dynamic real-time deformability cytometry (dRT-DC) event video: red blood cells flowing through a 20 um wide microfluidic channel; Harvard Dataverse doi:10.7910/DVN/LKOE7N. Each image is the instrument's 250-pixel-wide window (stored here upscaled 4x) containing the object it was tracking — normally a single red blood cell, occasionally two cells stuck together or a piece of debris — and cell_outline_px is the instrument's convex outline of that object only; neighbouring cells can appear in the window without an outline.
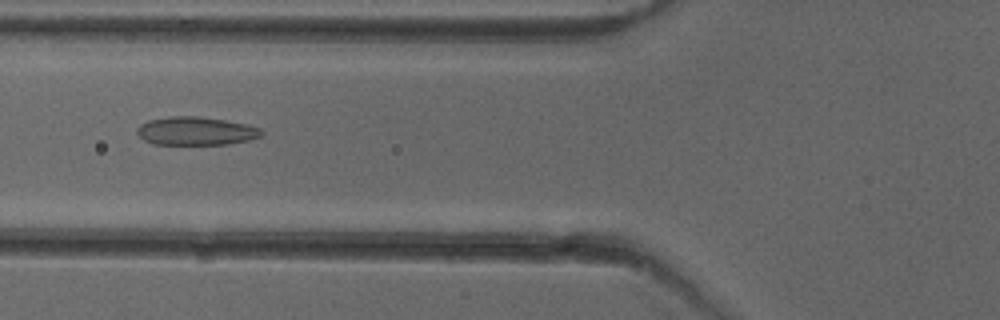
{"species": "common noctule bat (a hibernating species)", "species_latin": "Nyctalus noctula", "temperature_condition": "cold", "stored_images_in_passage": 47, "camera_frame_rate_fps": 3000, "um_per_image_px": 0.085, "animal": {"sex": "female"}, "frame": {"image": 1, "passage_image": 20, "time_ms": 6.333, "image_size_px": [1000, 320], "cell_outline_px": [[264, 132], [260, 136], [248, 140], [228, 144], [152, 144], [144, 140], [136, 132], [136, 128], [140, 124], [148, 120], [172, 116], [196, 116], [224, 120], [248, 124], [260, 128]], "centroid_in_image_um": [16.63, 11.13], "position_along_channel_um": 109.2, "area_um2": 20.52}}
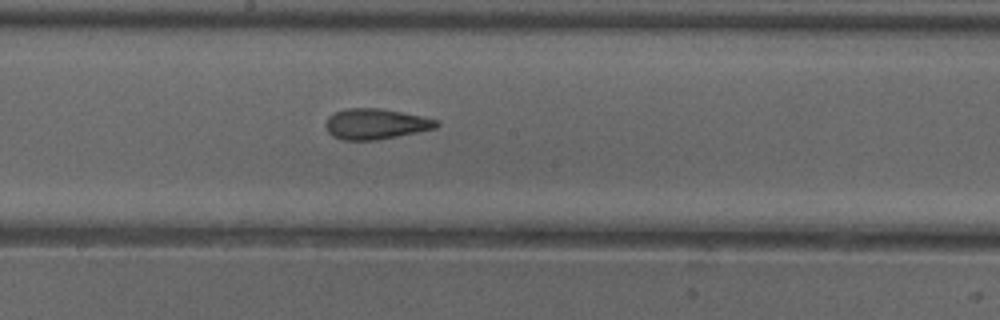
{"frame": {"image": 2, "passage_image": 28, "time_ms": 9.0, "image_size_px": [1000, 320], "cell_outline_px": [[440, 124], [436, 128], [376, 140], [344, 140], [332, 136], [328, 132], [324, 124], [328, 116], [344, 108], [380, 108], [420, 116], [436, 120]], "centroid_in_image_um": [31.87, 10.53], "position_along_channel_um": 216.3, "area_um2": 19.59}}
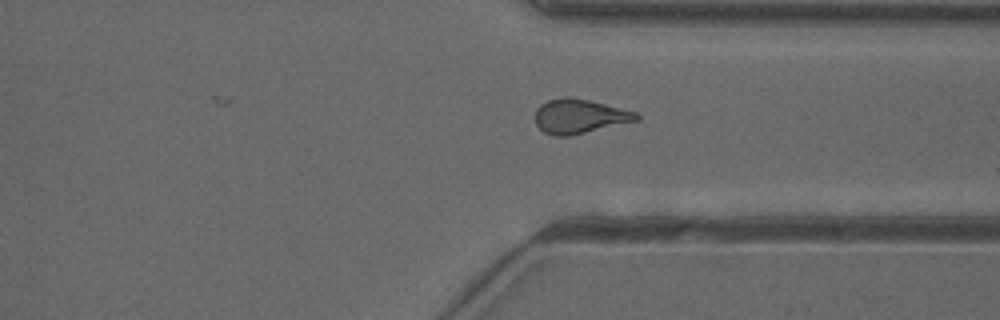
{"frame": {"image": 3, "passage_image": 39, "time_ms": 12.667, "image_size_px": [1000, 320], "cell_outline_px": [[640, 120], [568, 136], [556, 136], [544, 132], [536, 124], [536, 108], [540, 104], [548, 100], [564, 96], [568, 96], [588, 100], [636, 112], [640, 116]], "centroid_in_image_um": [49.25, 9.88], "position_along_channel_um": 362.2, "area_um2": 20.11}, "authors_computed_cell_mechanics": {"area_um2": 20.0566, "velocity_mm_per_s": 3.9908, "shape_relaxation_time_tau1_ms": null, "shape_relaxation_time_tau2_ms": 1.8455, "deformation_change_tau1": null, "deformation_change_tau2": 0.0901}}